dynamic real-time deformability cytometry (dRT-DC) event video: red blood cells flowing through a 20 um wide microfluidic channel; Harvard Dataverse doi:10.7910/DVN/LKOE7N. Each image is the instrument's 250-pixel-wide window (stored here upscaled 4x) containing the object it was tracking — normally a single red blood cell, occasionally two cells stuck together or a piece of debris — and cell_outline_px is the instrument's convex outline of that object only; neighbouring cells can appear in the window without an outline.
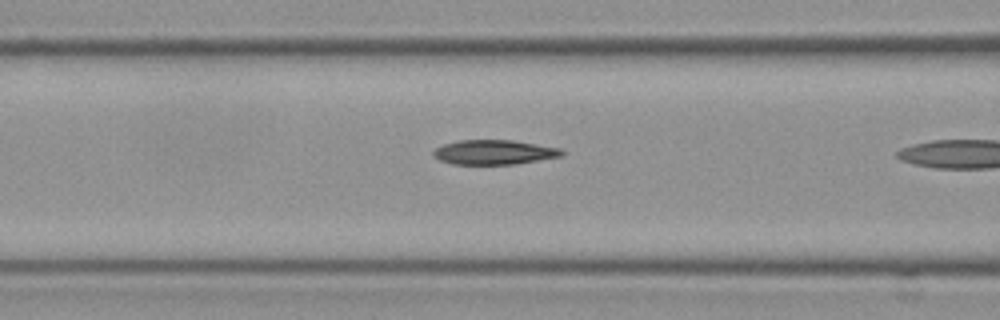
{"species": "Egyptian fruit bat (a non-hibernating species)", "species_latin": "Rousettus aegyptiacus", "temperature_condition": "cold", "stored_images_in_passage": 9, "camera_frame_rate_fps": 3000, "um_per_image_px": 0.085, "frame": {"image": 1, "passage_image": 8, "time_ms": 2.333, "image_size_px": [1000, 320], "cell_outline_px": [[564, 152], [560, 156], [516, 164], [452, 164], [440, 160], [432, 156], [432, 152], [436, 148], [444, 144], [460, 140], [512, 140], [560, 148]], "centroid_in_image_um": [41.96, 12.94], "position_along_channel_um": 124.6, "area_um2": 18.26}}